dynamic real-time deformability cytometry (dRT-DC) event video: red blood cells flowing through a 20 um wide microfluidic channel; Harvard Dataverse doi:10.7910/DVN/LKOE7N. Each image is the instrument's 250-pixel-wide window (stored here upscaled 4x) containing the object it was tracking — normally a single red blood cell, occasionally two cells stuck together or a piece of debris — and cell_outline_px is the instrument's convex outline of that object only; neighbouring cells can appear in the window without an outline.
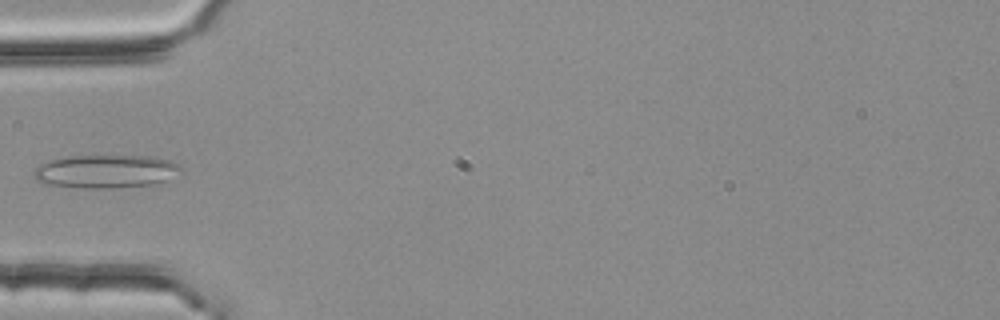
{"species": "common noctule bat (a hibernating species)", "species_latin": "Nyctalus noctula", "temperature_condition": "room temperature", "stored_images_in_passage": 4, "camera_frame_rate_fps": 3000, "um_per_image_px": 0.085, "animal": {"sex": "female", "body_mass_g": 25.1}, "frame": {"image": 1, "passage_image": 4, "time_ms": 1.0, "image_size_px": [1000, 320], "cell_outline_px": [[184, 172], [156, 184], [112, 188], [80, 188], [48, 184], [36, 180], [32, 172], [40, 164], [48, 160], [64, 156], [156, 156], [180, 164], [184, 168]], "centroid_in_image_um": [9.03, 14.56], "position_along_channel_um": 76.0, "area_um2": 28.9}}